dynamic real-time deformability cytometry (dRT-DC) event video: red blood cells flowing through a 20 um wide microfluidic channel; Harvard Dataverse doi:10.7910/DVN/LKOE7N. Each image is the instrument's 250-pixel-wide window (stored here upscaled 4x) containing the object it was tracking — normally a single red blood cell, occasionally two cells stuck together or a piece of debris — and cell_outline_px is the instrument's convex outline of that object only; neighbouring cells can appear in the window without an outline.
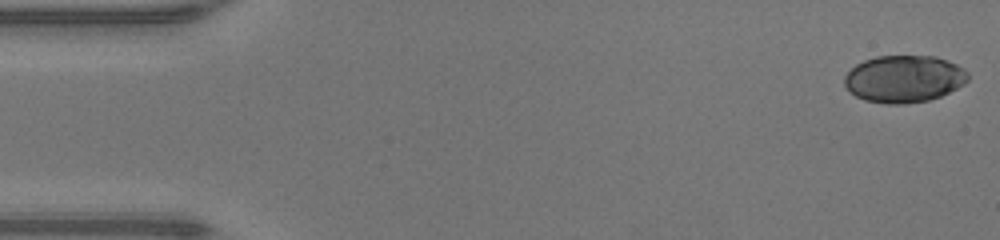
{"species": "human", "species_latin": "Homo sapiens", "temperature_condition": "warm", "stored_images_in_passage": 10, "camera_frame_rate_fps": 3000, "um_per_image_px": 0.085, "donor": {"sex": "male"}, "frame": {"image": 1, "passage_image": 1, "time_ms": 0.0, "image_size_px": [1000, 240], "cell_outline_px": [[968, 80], [964, 84], [940, 96], [928, 100], [904, 104], [888, 104], [864, 100], [856, 96], [844, 84], [844, 76], [856, 64], [864, 60], [876, 56], [936, 56], [948, 60], [964, 68], [968, 72]], "centroid_in_image_um": [76.85, 6.69], "position_along_channel_um": 8.1, "area_um2": 33.93}}